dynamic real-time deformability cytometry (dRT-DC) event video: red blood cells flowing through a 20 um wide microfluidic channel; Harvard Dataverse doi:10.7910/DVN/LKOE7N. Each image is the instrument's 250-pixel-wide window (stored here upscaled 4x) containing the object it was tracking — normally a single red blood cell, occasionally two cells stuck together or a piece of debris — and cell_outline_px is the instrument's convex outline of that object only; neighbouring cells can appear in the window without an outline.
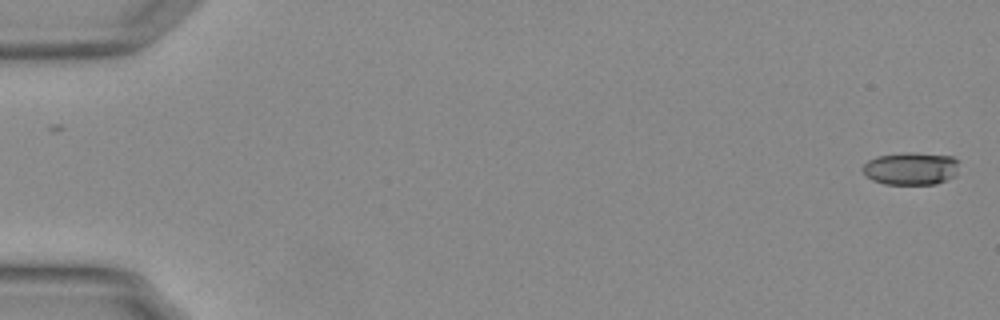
{"species": "Egyptian fruit bat (a non-hibernating species)", "species_latin": "Rousettus aegyptiacus", "temperature_condition": "warm", "stored_images_in_passage": 55, "camera_frame_rate_fps": 3000, "um_per_image_px": 0.085, "animal": {"sex": "female"}, "frame": {"image": 1, "passage_image": 1, "time_ms": 0.0, "image_size_px": [1000, 320], "cell_outline_px": [[956, 176], [936, 184], [884, 184], [872, 180], [864, 172], [864, 164], [868, 160], [876, 156], [908, 152], [912, 152], [952, 156], [956, 160]], "centroid_in_image_um": [77.42, 14.32], "position_along_channel_um": 7.6, "area_um2": 18.21}}
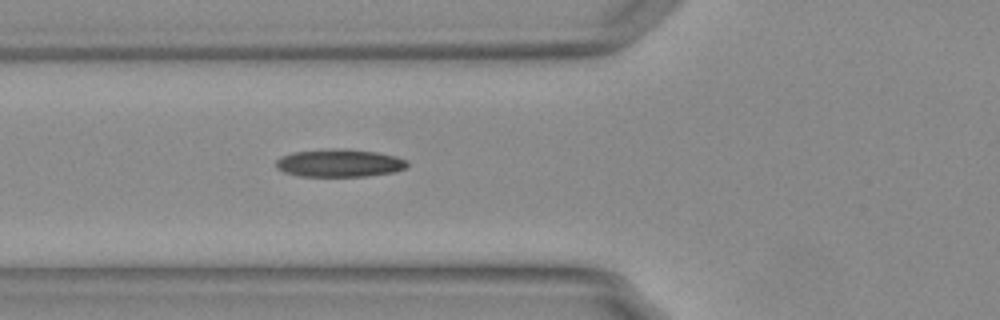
{"frame": {"image": 2, "passage_image": 21, "time_ms": 6.667, "image_size_px": [1000, 320], "cell_outline_px": [[408, 168], [396, 172], [368, 176], [296, 176], [284, 172], [276, 168], [276, 160], [280, 156], [292, 152], [336, 148], [344, 148], [376, 152], [396, 156], [408, 160]], "centroid_in_image_um": [28.87, 13.86], "position_along_channel_um": 96.9, "area_um2": 21.62}}
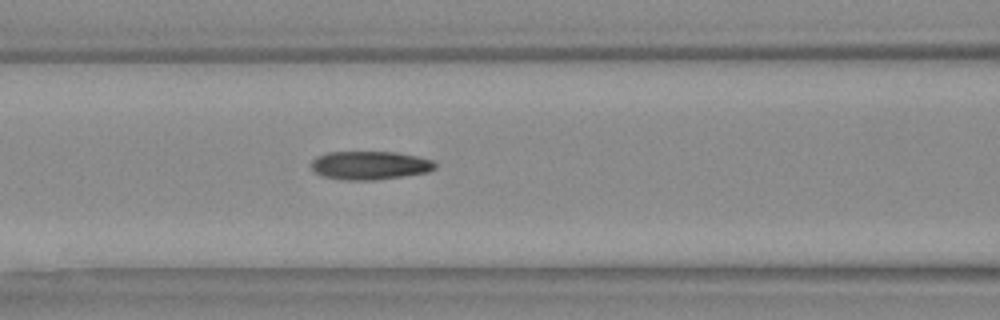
{"frame": {"image": 3, "passage_image": 24, "time_ms": 7.667, "image_size_px": [1000, 320], "cell_outline_px": [[436, 168], [428, 172], [404, 176], [376, 180], [344, 180], [324, 176], [316, 172], [312, 168], [312, 160], [316, 156], [328, 152], [396, 152], [416, 156], [432, 160], [436, 164]], "centroid_in_image_um": [31.45, 14.05], "position_along_channel_um": 135.1, "area_um2": 20.52}, "authors_computed_cell_mechanics": {"area_um2": 20.1144, "velocity_mm_per_s": 3.7675, "shape_relaxation_time_tau1_ms": 8.4301, "shape_relaxation_time_tau2_ms": 2.3219, "deformation_change_tau1": 0.2478, "deformation_change_tau2": 0.0989}}